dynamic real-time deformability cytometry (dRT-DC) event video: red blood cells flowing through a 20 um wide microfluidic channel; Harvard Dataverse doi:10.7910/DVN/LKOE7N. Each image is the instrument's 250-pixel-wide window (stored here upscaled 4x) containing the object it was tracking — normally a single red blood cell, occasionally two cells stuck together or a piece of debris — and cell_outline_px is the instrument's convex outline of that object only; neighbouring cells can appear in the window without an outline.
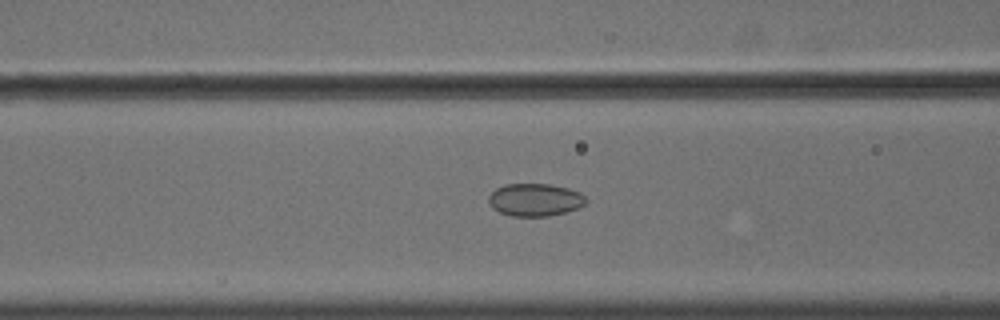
{"species": "common noctule bat (a hibernating species)", "species_latin": "Nyctalus noctula", "temperature_condition": "cold", "stored_images_in_passage": 56, "camera_frame_rate_fps": 3000, "um_per_image_px": 0.085, "animal": {"sex": "male", "body_mass_g": 18.8}, "frame": {"image": 1, "passage_image": 24, "time_ms": 7.667, "image_size_px": [1000, 320], "cell_outline_px": [[588, 200], [580, 208], [548, 216], [512, 216], [500, 212], [492, 208], [488, 200], [488, 196], [496, 188], [504, 184], [548, 184], [568, 188], [580, 192]], "centroid_in_image_um": [45.47, 16.98], "position_along_channel_um": 121.1, "area_um2": 18.55}}
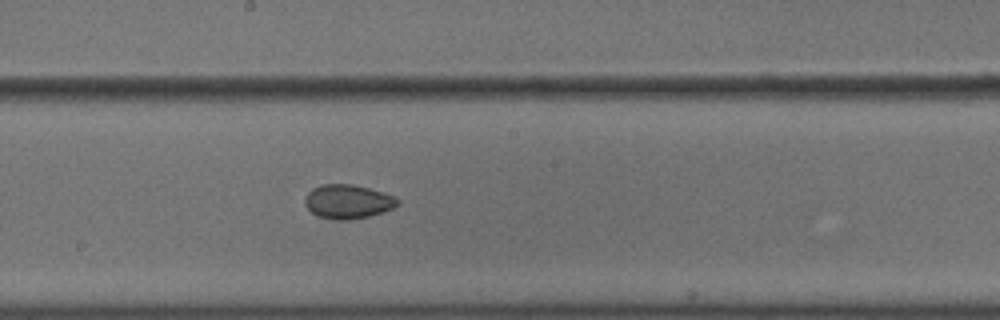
{"frame": {"image": 2, "passage_image": 32, "time_ms": 10.333, "image_size_px": [1000, 320], "cell_outline_px": [[400, 204], [392, 208], [368, 216], [344, 220], [336, 220], [316, 216], [304, 204], [304, 200], [308, 192], [312, 188], [320, 184], [352, 184], [368, 188], [392, 196], [400, 200]], "centroid_in_image_um": [29.52, 17.13], "position_along_channel_um": 218.7, "area_um2": 18.21}}
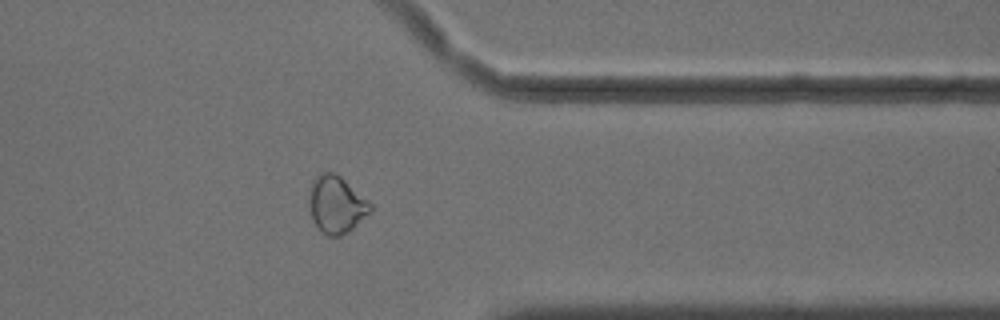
{"frame": {"image": 3, "passage_image": 46, "time_ms": 15.0, "image_size_px": [1000, 320], "cell_outline_px": [[372, 212], [348, 232], [340, 236], [328, 236], [312, 220], [308, 204], [308, 196], [312, 180], [320, 172], [332, 172], [340, 176], [368, 200], [372, 204]], "centroid_in_image_um": [28.58, 17.38], "position_along_channel_um": 382.8, "area_um2": 20.52}, "authors_computed_cell_mechanics": {"area_um2": 20.0855, "velocity_mm_per_s": 3.6445, "shape_relaxation_time_tau1_ms": null, "shape_relaxation_time_tau2_ms": 3.7828, "deformation_change_tau1": null, "deformation_change_tau2": 0.0567}}